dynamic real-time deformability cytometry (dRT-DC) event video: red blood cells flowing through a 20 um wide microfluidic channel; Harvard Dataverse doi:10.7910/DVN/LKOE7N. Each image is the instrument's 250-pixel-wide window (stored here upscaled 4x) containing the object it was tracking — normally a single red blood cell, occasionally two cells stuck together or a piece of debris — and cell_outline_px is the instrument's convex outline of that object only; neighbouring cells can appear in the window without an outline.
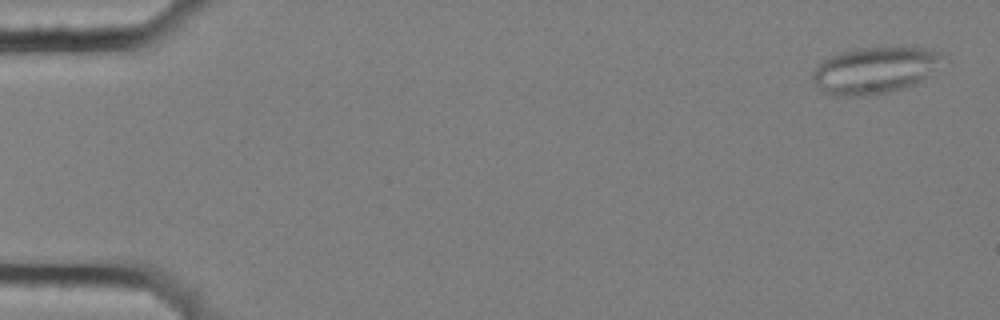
{"species": "common noctule bat (a hibernating species)", "species_latin": "Nyctalus noctula", "temperature_condition": "cold", "stored_images_in_passage": 58, "segment_of_instrument_passage": [1, 2], "camera_frame_rate_fps": 3000, "um_per_image_px": 0.085, "animal": {"sex": "female", "body_mass_g": 25.1}, "frame": {"image": 1, "passage_image": 3, "time_ms": 0.667, "image_size_px": [1000, 320], "cell_outline_px": [[940, 56], [932, 68], [920, 80], [912, 84], [900, 88], [868, 96], [836, 96], [824, 92], [812, 80], [812, 72], [824, 60], [840, 52], [860, 48], [924, 48], [940, 52]], "centroid_in_image_um": [74.21, 5.98], "position_along_channel_um": 10.8, "area_um2": 33.87}}